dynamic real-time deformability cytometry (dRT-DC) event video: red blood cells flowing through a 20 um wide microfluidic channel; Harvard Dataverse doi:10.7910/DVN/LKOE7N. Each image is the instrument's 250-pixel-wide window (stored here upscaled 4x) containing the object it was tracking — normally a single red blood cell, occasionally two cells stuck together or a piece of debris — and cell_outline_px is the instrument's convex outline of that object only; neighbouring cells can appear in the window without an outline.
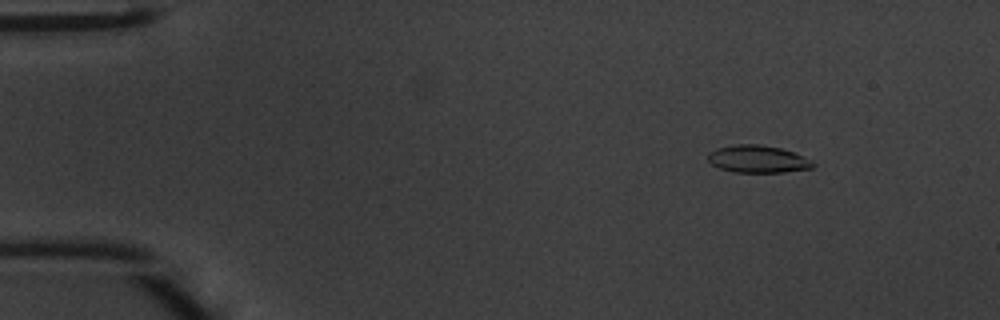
{"species": "common noctule bat (a hibernating species)", "species_latin": "Nyctalus noctula", "temperature_condition": "warm", "stored_images_in_passage": 48, "camera_frame_rate_fps": 3000, "um_per_image_px": 0.085, "animal": {"sex": "male", "body_mass_g": 20.1, "forearm_length_mm": 53.5}, "frame": {"image": 1, "passage_image": 6, "time_ms": 1.667, "image_size_px": [1000, 320], "cell_outline_px": [[816, 164], [812, 168], [784, 172], [732, 172], [720, 168], [712, 164], [708, 160], [708, 156], [716, 148], [736, 144], [760, 144], [780, 148], [792, 152], [812, 160]], "centroid_in_image_um": [64.43, 13.52], "position_along_channel_um": 20.6, "area_um2": 16.65}}
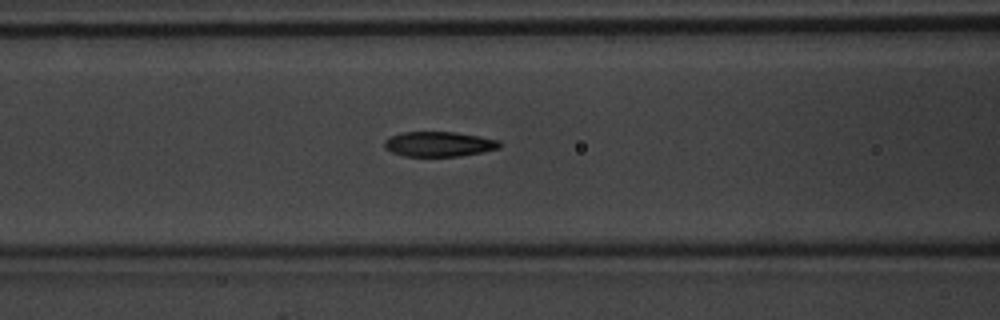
{"frame": {"image": 2, "passage_image": 20, "time_ms": 6.333, "image_size_px": [1000, 320], "cell_outline_px": [[500, 148], [484, 152], [460, 156], [404, 156], [392, 152], [384, 148], [384, 140], [392, 136], [404, 132], [452, 132], [480, 136], [500, 140]], "centroid_in_image_um": [37.33, 12.25], "position_along_channel_um": 129.3, "area_um2": 16.76}}
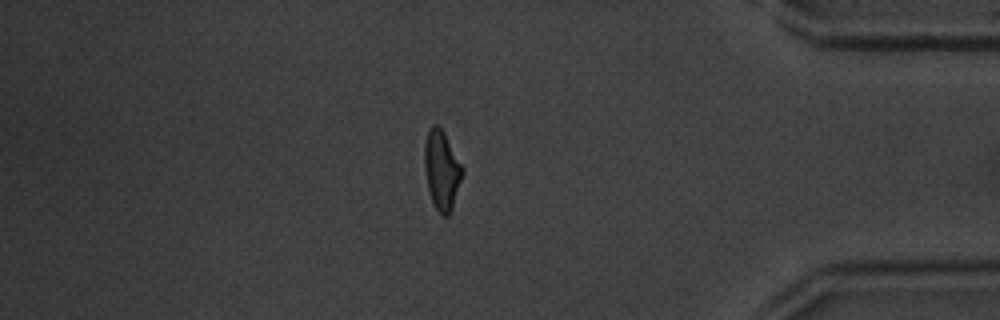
{"frame": {"image": 3, "passage_image": 41, "time_ms": 13.333, "image_size_px": [1000, 320], "cell_outline_px": [[464, 172], [452, 208], [448, 216], [440, 216], [432, 200], [428, 188], [424, 164], [424, 144], [428, 128], [432, 124], [436, 124], [444, 132], [464, 168]], "centroid_in_image_um": [37.55, 14.44], "position_along_channel_um": 397.7, "area_um2": 17.57}, "authors_computed_cell_mechanics": {"area_um2": 17.1666, "velocity_mm_per_s": 4.2686, "shape_relaxation_time_tau1_ms": 2.9493, "shape_relaxation_time_tau2_ms": 1.1165, "deformation_change_tau1": 0.1634, "deformation_change_tau2": 0.0742}}